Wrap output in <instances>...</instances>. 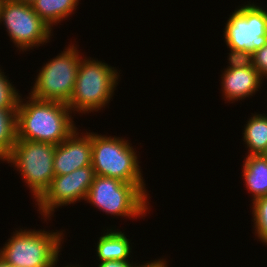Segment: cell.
Returning a JSON list of instances; mask_svg holds the SVG:
<instances>
[{
    "label": "cell",
    "instance_id": "16",
    "mask_svg": "<svg viewBox=\"0 0 267 267\" xmlns=\"http://www.w3.org/2000/svg\"><path fill=\"white\" fill-rule=\"evenodd\" d=\"M244 125L243 141L247 155H262L267 149V114L252 113Z\"/></svg>",
    "mask_w": 267,
    "mask_h": 267
},
{
    "label": "cell",
    "instance_id": "7",
    "mask_svg": "<svg viewBox=\"0 0 267 267\" xmlns=\"http://www.w3.org/2000/svg\"><path fill=\"white\" fill-rule=\"evenodd\" d=\"M77 47L70 43L59 55L44 63L31 87L30 96L66 104L70 101L83 58Z\"/></svg>",
    "mask_w": 267,
    "mask_h": 267
},
{
    "label": "cell",
    "instance_id": "12",
    "mask_svg": "<svg viewBox=\"0 0 267 267\" xmlns=\"http://www.w3.org/2000/svg\"><path fill=\"white\" fill-rule=\"evenodd\" d=\"M221 79L223 99L231 103L252 97L261 89L264 80L254 66L225 69Z\"/></svg>",
    "mask_w": 267,
    "mask_h": 267
},
{
    "label": "cell",
    "instance_id": "4",
    "mask_svg": "<svg viewBox=\"0 0 267 267\" xmlns=\"http://www.w3.org/2000/svg\"><path fill=\"white\" fill-rule=\"evenodd\" d=\"M117 70L100 60L83 57L72 97L67 103L72 113L89 114L103 110L114 96L121 78Z\"/></svg>",
    "mask_w": 267,
    "mask_h": 267
},
{
    "label": "cell",
    "instance_id": "21",
    "mask_svg": "<svg viewBox=\"0 0 267 267\" xmlns=\"http://www.w3.org/2000/svg\"><path fill=\"white\" fill-rule=\"evenodd\" d=\"M253 66L263 79H267V44L253 52Z\"/></svg>",
    "mask_w": 267,
    "mask_h": 267
},
{
    "label": "cell",
    "instance_id": "15",
    "mask_svg": "<svg viewBox=\"0 0 267 267\" xmlns=\"http://www.w3.org/2000/svg\"><path fill=\"white\" fill-rule=\"evenodd\" d=\"M80 0H36L32 7L38 16L50 26L53 30V25L67 20L72 13L78 8Z\"/></svg>",
    "mask_w": 267,
    "mask_h": 267
},
{
    "label": "cell",
    "instance_id": "13",
    "mask_svg": "<svg viewBox=\"0 0 267 267\" xmlns=\"http://www.w3.org/2000/svg\"><path fill=\"white\" fill-rule=\"evenodd\" d=\"M113 228V229H112ZM111 229L107 227L97 241L96 245V260L98 262L111 261V260H131L129 259L132 253V244L120 230Z\"/></svg>",
    "mask_w": 267,
    "mask_h": 267
},
{
    "label": "cell",
    "instance_id": "6",
    "mask_svg": "<svg viewBox=\"0 0 267 267\" xmlns=\"http://www.w3.org/2000/svg\"><path fill=\"white\" fill-rule=\"evenodd\" d=\"M55 146L45 142L16 140L11 152L5 157V162L19 171L36 202L48 190L55 176Z\"/></svg>",
    "mask_w": 267,
    "mask_h": 267
},
{
    "label": "cell",
    "instance_id": "26",
    "mask_svg": "<svg viewBox=\"0 0 267 267\" xmlns=\"http://www.w3.org/2000/svg\"><path fill=\"white\" fill-rule=\"evenodd\" d=\"M80 266H81V265H79V264H77V265H75V266H74V264H73V265L70 264V265H67V266H64V267H80Z\"/></svg>",
    "mask_w": 267,
    "mask_h": 267
},
{
    "label": "cell",
    "instance_id": "11",
    "mask_svg": "<svg viewBox=\"0 0 267 267\" xmlns=\"http://www.w3.org/2000/svg\"><path fill=\"white\" fill-rule=\"evenodd\" d=\"M74 130L64 141L55 146V176L69 174L76 169L91 165L92 143L91 132Z\"/></svg>",
    "mask_w": 267,
    "mask_h": 267
},
{
    "label": "cell",
    "instance_id": "17",
    "mask_svg": "<svg viewBox=\"0 0 267 267\" xmlns=\"http://www.w3.org/2000/svg\"><path fill=\"white\" fill-rule=\"evenodd\" d=\"M16 109H0V153L6 157L16 143Z\"/></svg>",
    "mask_w": 267,
    "mask_h": 267
},
{
    "label": "cell",
    "instance_id": "24",
    "mask_svg": "<svg viewBox=\"0 0 267 267\" xmlns=\"http://www.w3.org/2000/svg\"><path fill=\"white\" fill-rule=\"evenodd\" d=\"M0 267H14L8 265L1 257H0Z\"/></svg>",
    "mask_w": 267,
    "mask_h": 267
},
{
    "label": "cell",
    "instance_id": "14",
    "mask_svg": "<svg viewBox=\"0 0 267 267\" xmlns=\"http://www.w3.org/2000/svg\"><path fill=\"white\" fill-rule=\"evenodd\" d=\"M241 176L252 201L267 196V159L263 155H246L242 165Z\"/></svg>",
    "mask_w": 267,
    "mask_h": 267
},
{
    "label": "cell",
    "instance_id": "5",
    "mask_svg": "<svg viewBox=\"0 0 267 267\" xmlns=\"http://www.w3.org/2000/svg\"><path fill=\"white\" fill-rule=\"evenodd\" d=\"M91 165L95 175L145 184L136 148L125 138L91 132Z\"/></svg>",
    "mask_w": 267,
    "mask_h": 267
},
{
    "label": "cell",
    "instance_id": "1",
    "mask_svg": "<svg viewBox=\"0 0 267 267\" xmlns=\"http://www.w3.org/2000/svg\"><path fill=\"white\" fill-rule=\"evenodd\" d=\"M21 96L16 109L17 140L58 145L77 129L66 103Z\"/></svg>",
    "mask_w": 267,
    "mask_h": 267
},
{
    "label": "cell",
    "instance_id": "28",
    "mask_svg": "<svg viewBox=\"0 0 267 267\" xmlns=\"http://www.w3.org/2000/svg\"><path fill=\"white\" fill-rule=\"evenodd\" d=\"M262 155L267 159V149L265 150V152Z\"/></svg>",
    "mask_w": 267,
    "mask_h": 267
},
{
    "label": "cell",
    "instance_id": "9",
    "mask_svg": "<svg viewBox=\"0 0 267 267\" xmlns=\"http://www.w3.org/2000/svg\"><path fill=\"white\" fill-rule=\"evenodd\" d=\"M223 32L227 48L253 53L267 44V8L245 2L231 13Z\"/></svg>",
    "mask_w": 267,
    "mask_h": 267
},
{
    "label": "cell",
    "instance_id": "10",
    "mask_svg": "<svg viewBox=\"0 0 267 267\" xmlns=\"http://www.w3.org/2000/svg\"><path fill=\"white\" fill-rule=\"evenodd\" d=\"M94 176L92 165L76 169L69 174L54 176L48 190L35 203L44 221L52 219L56 208L85 200Z\"/></svg>",
    "mask_w": 267,
    "mask_h": 267
},
{
    "label": "cell",
    "instance_id": "20",
    "mask_svg": "<svg viewBox=\"0 0 267 267\" xmlns=\"http://www.w3.org/2000/svg\"><path fill=\"white\" fill-rule=\"evenodd\" d=\"M228 54L229 66L225 69H238L253 66V53L229 48Z\"/></svg>",
    "mask_w": 267,
    "mask_h": 267
},
{
    "label": "cell",
    "instance_id": "23",
    "mask_svg": "<svg viewBox=\"0 0 267 267\" xmlns=\"http://www.w3.org/2000/svg\"><path fill=\"white\" fill-rule=\"evenodd\" d=\"M148 262V263H146ZM144 264L141 265V267H168V263L166 259H155L151 261H146Z\"/></svg>",
    "mask_w": 267,
    "mask_h": 267
},
{
    "label": "cell",
    "instance_id": "27",
    "mask_svg": "<svg viewBox=\"0 0 267 267\" xmlns=\"http://www.w3.org/2000/svg\"><path fill=\"white\" fill-rule=\"evenodd\" d=\"M0 160L5 161V157L0 153Z\"/></svg>",
    "mask_w": 267,
    "mask_h": 267
},
{
    "label": "cell",
    "instance_id": "25",
    "mask_svg": "<svg viewBox=\"0 0 267 267\" xmlns=\"http://www.w3.org/2000/svg\"><path fill=\"white\" fill-rule=\"evenodd\" d=\"M18 1L28 4V5H32L36 0H18Z\"/></svg>",
    "mask_w": 267,
    "mask_h": 267
},
{
    "label": "cell",
    "instance_id": "2",
    "mask_svg": "<svg viewBox=\"0 0 267 267\" xmlns=\"http://www.w3.org/2000/svg\"><path fill=\"white\" fill-rule=\"evenodd\" d=\"M22 229L13 231L0 248V257L14 267H58L64 230Z\"/></svg>",
    "mask_w": 267,
    "mask_h": 267
},
{
    "label": "cell",
    "instance_id": "18",
    "mask_svg": "<svg viewBox=\"0 0 267 267\" xmlns=\"http://www.w3.org/2000/svg\"><path fill=\"white\" fill-rule=\"evenodd\" d=\"M253 217L254 235L265 246L267 245V196H263L252 201L251 205ZM256 233V234H255Z\"/></svg>",
    "mask_w": 267,
    "mask_h": 267
},
{
    "label": "cell",
    "instance_id": "19",
    "mask_svg": "<svg viewBox=\"0 0 267 267\" xmlns=\"http://www.w3.org/2000/svg\"><path fill=\"white\" fill-rule=\"evenodd\" d=\"M0 68V109H17L20 93Z\"/></svg>",
    "mask_w": 267,
    "mask_h": 267
},
{
    "label": "cell",
    "instance_id": "3",
    "mask_svg": "<svg viewBox=\"0 0 267 267\" xmlns=\"http://www.w3.org/2000/svg\"><path fill=\"white\" fill-rule=\"evenodd\" d=\"M146 184L125 183L119 179L95 175L84 201L105 214L143 218L151 209ZM150 207V208H149Z\"/></svg>",
    "mask_w": 267,
    "mask_h": 267
},
{
    "label": "cell",
    "instance_id": "22",
    "mask_svg": "<svg viewBox=\"0 0 267 267\" xmlns=\"http://www.w3.org/2000/svg\"><path fill=\"white\" fill-rule=\"evenodd\" d=\"M98 267H141L142 264L130 262V260H111L99 262Z\"/></svg>",
    "mask_w": 267,
    "mask_h": 267
},
{
    "label": "cell",
    "instance_id": "8",
    "mask_svg": "<svg viewBox=\"0 0 267 267\" xmlns=\"http://www.w3.org/2000/svg\"><path fill=\"white\" fill-rule=\"evenodd\" d=\"M19 51H29L51 41L53 30L34 11L18 0H0V24Z\"/></svg>",
    "mask_w": 267,
    "mask_h": 267
}]
</instances>
